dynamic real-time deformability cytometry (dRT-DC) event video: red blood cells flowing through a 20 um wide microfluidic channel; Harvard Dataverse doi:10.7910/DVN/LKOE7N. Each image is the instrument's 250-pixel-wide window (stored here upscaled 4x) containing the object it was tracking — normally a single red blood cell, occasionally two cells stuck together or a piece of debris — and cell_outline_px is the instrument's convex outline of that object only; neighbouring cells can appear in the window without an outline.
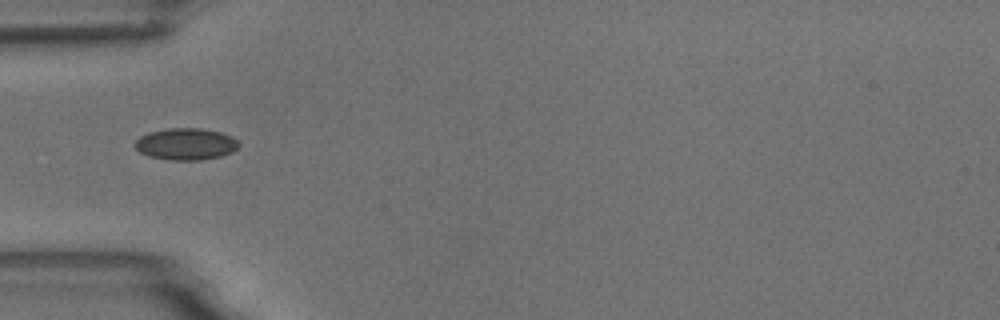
{"species": "common noctule bat (a hibernating species)", "species_latin": "Nyctalus noctula", "temperature_condition": "room temperature", "stored_images_in_passage": 8, "camera_frame_rate_fps": 3000, "um_per_image_px": 0.085, "animal": {"sex": "male", "body_mass_g": 18.8}, "frame": {"image": 1, "passage_image": 6, "time_ms": 6.333, "image_size_px": [1000, 320], "cell_outline_px": [[240, 144], [232, 152], [220, 156], [200, 160], [168, 160], [148, 156], [140, 152], [132, 144], [140, 136], [148, 132], [168, 128], [200, 128], [220, 132], [232, 136]], "centroid_in_image_um": [15.76, 12.24], "position_along_channel_um": 69.2, "area_um2": 19.31}}